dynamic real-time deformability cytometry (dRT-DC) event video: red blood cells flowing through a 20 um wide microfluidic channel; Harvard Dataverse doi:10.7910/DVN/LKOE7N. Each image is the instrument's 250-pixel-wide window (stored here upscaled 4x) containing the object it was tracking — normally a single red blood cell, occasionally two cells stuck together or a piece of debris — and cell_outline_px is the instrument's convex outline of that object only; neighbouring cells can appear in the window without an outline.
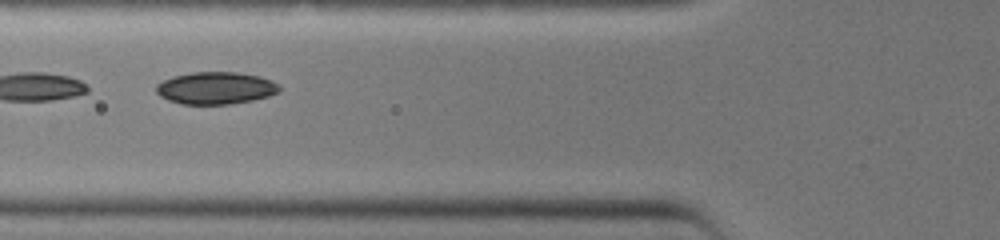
{"species": "common noctule bat (a hibernating species)", "species_latin": "Nyctalus noctula", "temperature_condition": "warm", "stored_images_in_passage": 30, "camera_frame_rate_fps": 3000, "um_per_image_px": 0.085, "animal": {"sex": "female", "body_mass_g": 19.0, "forearm_length_mm": 51.5}, "frame": {"image": 1, "passage_image": 11, "time_ms": 3.333, "image_size_px": [1000, 240], "cell_outline_px": [[280, 92], [268, 96], [252, 100], [228, 104], [180, 104], [168, 100], [160, 96], [156, 92], [156, 84], [172, 76], [192, 72], [236, 72], [260, 76], [272, 80], [280, 84]], "centroid_in_image_um": [18.34, 7.48], "position_along_channel_um": 107.5, "area_um2": 23.29}}
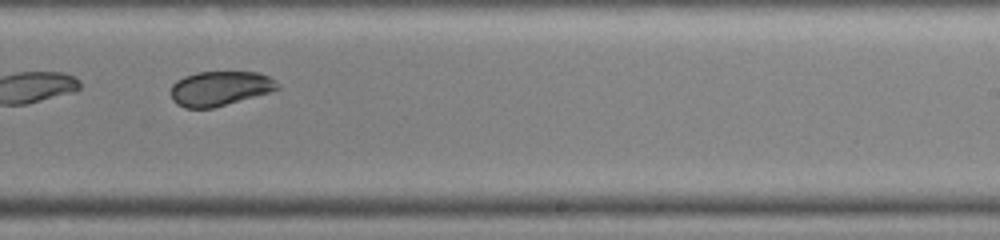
{"frame": {"image": 2, "passage_image": 21, "time_ms": 6.667, "image_size_px": [1000, 240], "cell_outline_px": [[280, 88], [268, 92], [212, 108], [184, 108], [176, 104], [172, 100], [168, 92], [172, 84], [176, 80], [184, 76], [196, 72], [256, 72], [268, 76]], "centroid_in_image_um": [18.57, 7.52], "position_along_channel_um": 270.4, "area_um2": 21.39}}
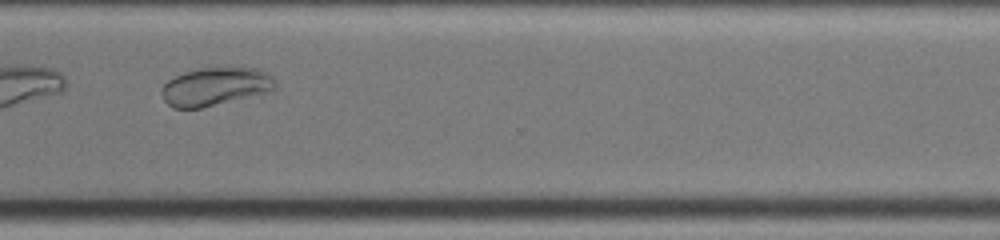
{"frame": {"image": 3, "passage_image": 26, "time_ms": 8.333, "image_size_px": [1000, 240], "cell_outline_px": [[276, 88], [272, 92], [200, 108], [172, 108], [164, 100], [160, 92], [160, 88], [168, 80], [184, 72], [204, 64], [232, 64], [260, 68], [272, 76], [276, 84]], "centroid_in_image_um": [18.35, 7.27], "position_along_channel_um": 352.3, "area_um2": 26.93}}